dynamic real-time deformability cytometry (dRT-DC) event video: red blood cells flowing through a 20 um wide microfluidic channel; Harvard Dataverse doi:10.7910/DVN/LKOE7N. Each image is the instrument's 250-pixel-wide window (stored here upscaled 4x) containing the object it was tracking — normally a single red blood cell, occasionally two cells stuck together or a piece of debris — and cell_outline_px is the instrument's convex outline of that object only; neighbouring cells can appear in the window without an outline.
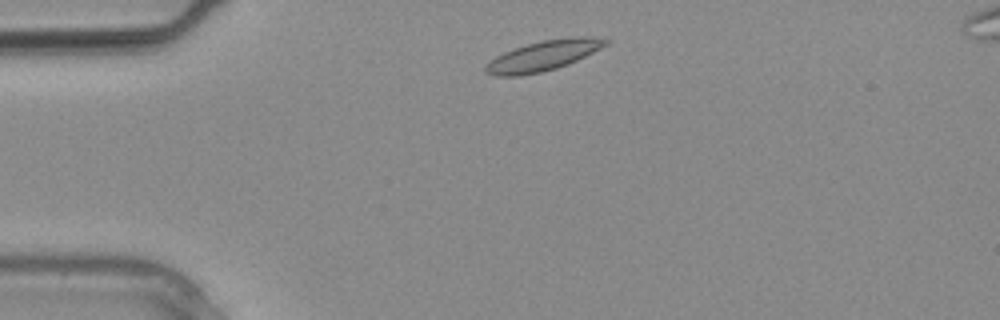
{"species": "common noctule bat (a hibernating species)", "species_latin": "Nyctalus noctula", "temperature_condition": "warm", "stored_images_in_passage": 1, "camera_frame_rate_fps": 3000, "um_per_image_px": 0.085, "animal": {"sex": "male", "body_mass_g": 20.4}, "frame": {"image": 1, "passage_image": 1, "time_ms": 0.0, "image_size_px": [1000, 320], "cell_outline_px": [[612, 40], [608, 44], [568, 64], [556, 68], [540, 72], [520, 76], [492, 76], [484, 72], [484, 64], [496, 56], [504, 52], [528, 44], [544, 40], [568, 36], [592, 36]], "centroid_in_image_um": [46.16, 4.73], "position_along_channel_um": 38.8, "area_um2": 21.15}}